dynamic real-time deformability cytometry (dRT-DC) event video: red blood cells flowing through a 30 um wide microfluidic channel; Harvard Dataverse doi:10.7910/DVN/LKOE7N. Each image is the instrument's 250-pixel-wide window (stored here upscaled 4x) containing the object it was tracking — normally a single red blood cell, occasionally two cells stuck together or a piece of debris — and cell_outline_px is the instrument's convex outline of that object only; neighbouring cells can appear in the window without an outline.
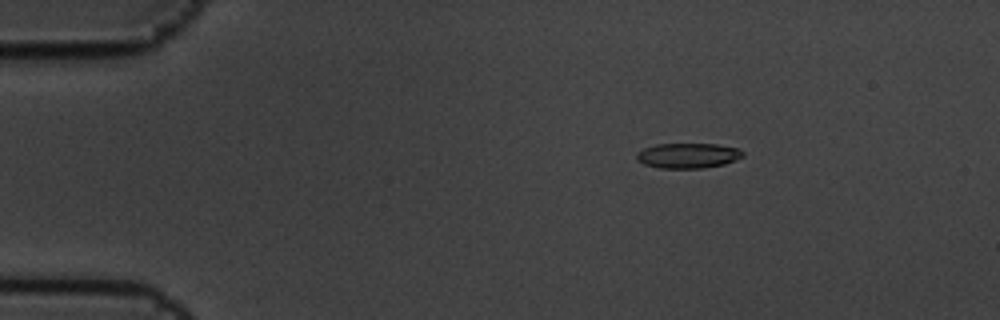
{"species": "common noctule bat (a hibernating species)", "species_latin": "Nyctalus noctula", "temperature_condition": "cold", "stored_images_in_passage": 4, "camera_frame_rate_fps": 3000, "um_per_image_px": 0.085, "animal": {"sex": "male", "body_mass_g": 19.5, "forearm_length_mm": 54.6}, "frame": {"image": 1, "passage_image": 2, "time_ms": 0.333, "image_size_px": [1000, 320], "cell_outline_px": [[744, 156], [736, 160], [724, 164], [704, 168], [660, 168], [644, 164], [636, 160], [636, 152], [644, 148], [656, 144], [716, 144], [740, 148], [744, 152]], "centroid_in_image_um": [58.49, 13.22], "position_along_channel_um": 26.5, "area_um2": 15.72}}